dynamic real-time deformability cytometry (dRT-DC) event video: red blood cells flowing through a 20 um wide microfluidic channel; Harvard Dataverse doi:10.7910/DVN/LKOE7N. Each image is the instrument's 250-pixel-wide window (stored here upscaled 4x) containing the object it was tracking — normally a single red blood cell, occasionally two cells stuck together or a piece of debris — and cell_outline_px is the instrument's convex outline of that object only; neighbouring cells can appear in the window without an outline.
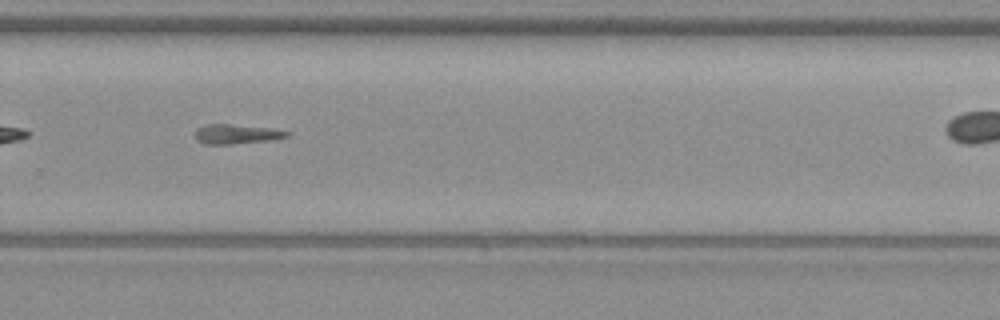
{"species": "common noctule bat (a hibernating species)", "species_latin": "Nyctalus noctula", "temperature_condition": "warm", "stored_images_in_passage": 27, "camera_frame_rate_fps": 3000, "um_per_image_px": 0.085, "animal": {"sex": "female", "body_mass_g": 19.3, "forearm_length_mm": 54.1}, "frame": {"image": 1, "passage_image": 20, "time_ms": 6.333, "image_size_px": [1000, 320], "cell_outline_px": [[292, 132], [288, 136], [272, 140], [232, 144], [204, 144], [196, 140], [196, 128], [204, 124], [228, 124], [268, 128]], "centroid_in_image_um": [20.07, 11.4], "position_along_channel_um": 309.7, "area_um2": 10.46}}
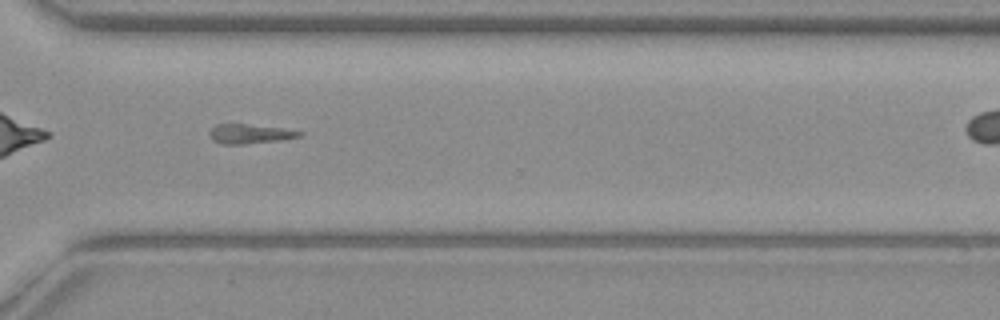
{"frame": {"image": 2, "passage_image": 23, "time_ms": 7.333, "image_size_px": [1000, 320], "cell_outline_px": [[304, 136], [280, 140], [244, 144], [220, 144], [212, 140], [208, 136], [208, 132], [216, 124], [244, 124], [280, 128], [304, 132]], "centroid_in_image_um": [21.2, 11.39], "position_along_channel_um": 349.4, "area_um2": 10.23}}